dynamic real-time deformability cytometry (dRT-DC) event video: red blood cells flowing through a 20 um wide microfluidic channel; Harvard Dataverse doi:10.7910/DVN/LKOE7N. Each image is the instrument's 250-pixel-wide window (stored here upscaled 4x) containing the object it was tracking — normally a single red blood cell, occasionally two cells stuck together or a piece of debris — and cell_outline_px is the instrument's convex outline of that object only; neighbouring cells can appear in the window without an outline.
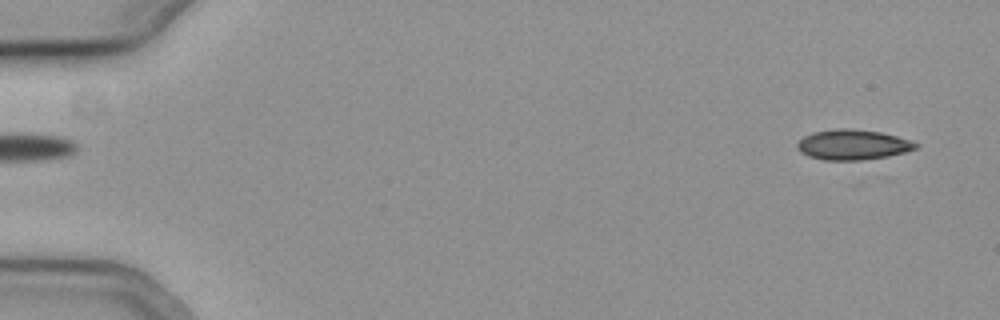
{"species": "common noctule bat (a hibernating species)", "species_latin": "Nyctalus noctula", "temperature_condition": "cold", "stored_images_in_passage": 23, "camera_frame_rate_fps": 3000, "um_per_image_px": 0.085, "animal": {"sex": "female", "body_mass_g": 19.3, "forearm_length_mm": 54.1}, "frame": {"image": 1, "passage_image": 1, "time_ms": 0.0, "image_size_px": [1000, 320], "cell_outline_px": [[920, 144], [916, 148], [904, 152], [888, 156], [864, 160], [824, 160], [808, 156], [800, 152], [796, 148], [796, 144], [804, 136], [812, 132], [836, 128], [852, 128], [880, 132], [912, 140]], "centroid_in_image_um": [72.47, 12.29], "position_along_channel_um": 12.5, "area_um2": 21.04}}
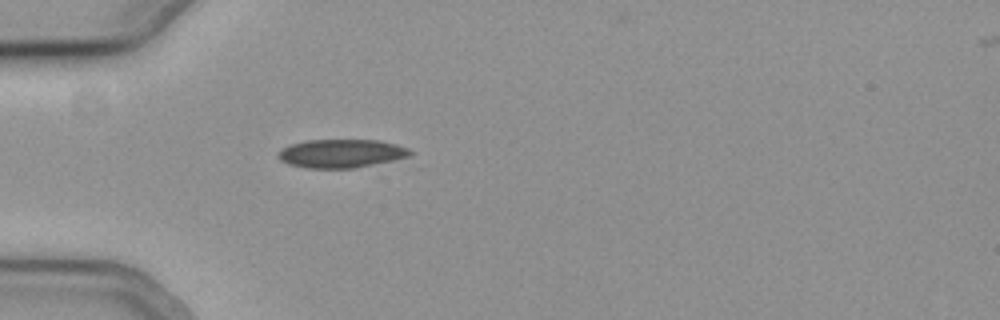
{"frame": {"image": 2, "passage_image": 15, "time_ms": 4.667, "image_size_px": [1000, 320], "cell_outline_px": [[416, 152], [408, 156], [392, 160], [356, 168], [308, 168], [288, 164], [280, 160], [276, 156], [284, 148], [292, 144], [308, 140], [376, 140], [396, 144], [408, 148]], "centroid_in_image_um": [29.02, 13.05], "position_along_channel_um": 56.0, "area_um2": 21.73}}
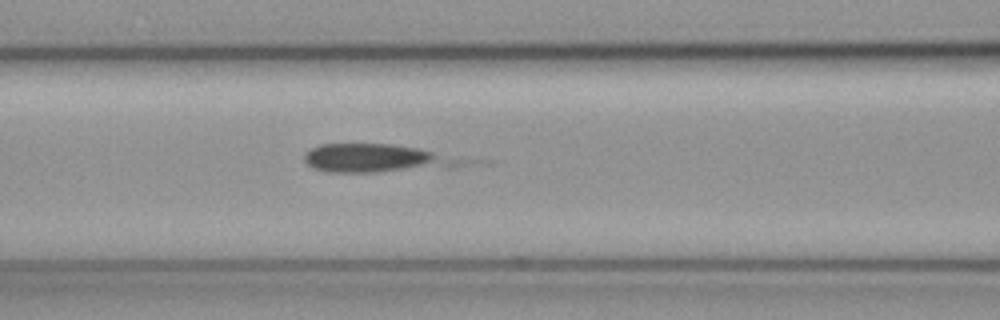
{"frame": {"image": 3, "passage_image": 22, "time_ms": 7.0, "image_size_px": [1000, 320], "cell_outline_px": [[492, 164], [456, 168], [376, 172], [328, 172], [312, 168], [304, 160], [304, 152], [308, 148], [320, 144], [392, 144], [492, 160]], "centroid_in_image_um": [32.59, 13.48], "position_along_channel_um": 134.0, "area_um2": 28.5}}